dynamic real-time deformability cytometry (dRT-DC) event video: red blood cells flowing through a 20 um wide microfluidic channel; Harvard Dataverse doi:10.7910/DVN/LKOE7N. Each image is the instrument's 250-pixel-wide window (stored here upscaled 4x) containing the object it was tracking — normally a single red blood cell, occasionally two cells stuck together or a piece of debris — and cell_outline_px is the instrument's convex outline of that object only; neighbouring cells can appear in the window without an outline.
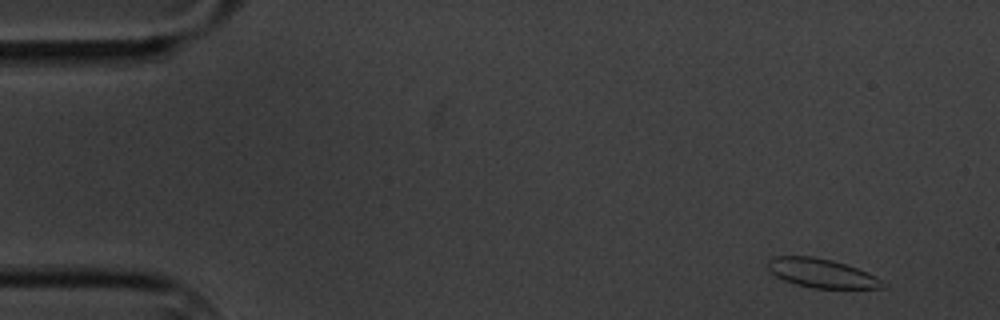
{"species": "common noctule bat (a hibernating species)", "species_latin": "Nyctalus noctula", "temperature_condition": "cold", "stored_images_in_passage": 9, "camera_frame_rate_fps": 3000, "um_per_image_px": 0.085, "animal": {"sex": "male", "body_mass_g": 20.1, "forearm_length_mm": 53.5}, "frame": {"image": 1, "passage_image": 1, "time_ms": 0.0, "image_size_px": [1000, 320], "cell_outline_px": [[888, 284], [884, 288], [812, 288], [796, 284], [784, 280], [776, 276], [768, 268], [768, 260], [776, 256], [812, 256], [832, 260], [856, 268], [876, 276]], "centroid_in_image_um": [69.86, 23.23], "position_along_channel_um": 15.1, "area_um2": 19.25}}
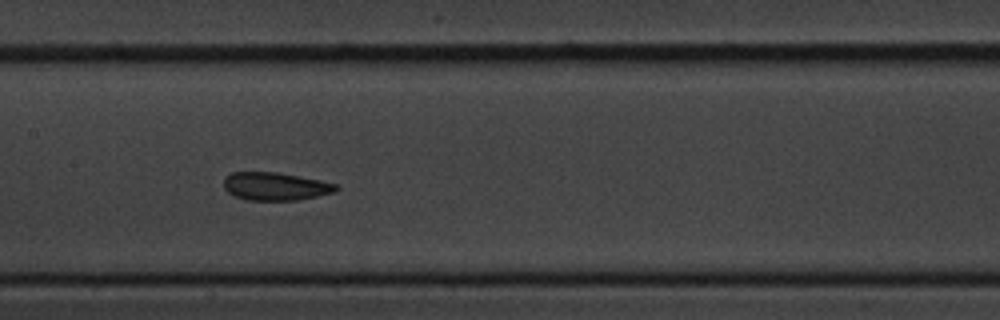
{"frame": {"image": 2, "passage_image": 8, "time_ms": 8.0, "image_size_px": [1000, 320], "cell_outline_px": [[340, 188], [332, 192], [316, 196], [296, 200], [244, 200], [228, 192], [224, 188], [224, 176], [232, 172], [276, 172], [320, 180], [336, 184]], "centroid_in_image_um": [23.36, 15.83], "position_along_channel_um": 184.0, "area_um2": 18.21}}
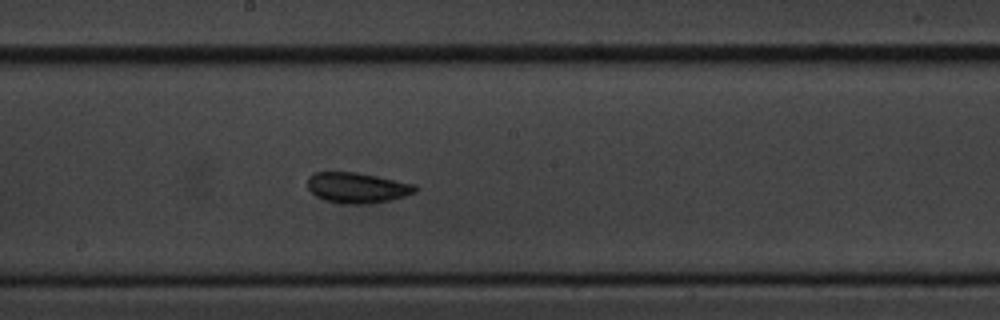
{"frame": {"image": 3, "passage_image": 9, "time_ms": 9.0, "image_size_px": [1000, 320], "cell_outline_px": [[420, 188], [416, 192], [404, 196], [388, 200], [368, 204], [340, 204], [324, 200], [316, 196], [308, 188], [308, 176], [312, 172], [356, 172], [416, 184]], "centroid_in_image_um": [30.36, 15.96], "position_along_channel_um": 217.8, "area_um2": 19.31}}